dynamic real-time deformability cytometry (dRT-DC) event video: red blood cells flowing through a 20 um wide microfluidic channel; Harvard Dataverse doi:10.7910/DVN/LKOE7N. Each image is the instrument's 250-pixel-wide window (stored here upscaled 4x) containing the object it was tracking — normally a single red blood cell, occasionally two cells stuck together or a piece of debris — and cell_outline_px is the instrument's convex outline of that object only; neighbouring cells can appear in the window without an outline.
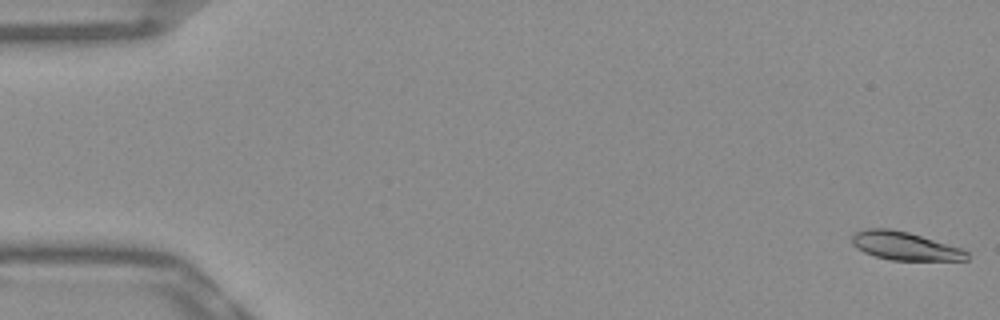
{"species": "Egyptian fruit bat (a non-hibernating species)", "species_latin": "Rousettus aegyptiacus", "temperature_condition": "warm", "stored_images_in_passage": 53, "camera_frame_rate_fps": 3000, "um_per_image_px": 0.085, "frame": {"image": 1, "passage_image": 1, "time_ms": 0.0, "image_size_px": [1000, 320], "cell_outline_px": [[968, 260], [888, 260], [864, 252], [856, 248], [852, 244], [852, 236], [856, 232], [868, 228], [888, 228], [908, 232], [960, 248], [968, 252]], "centroid_in_image_um": [76.88, 20.91], "position_along_channel_um": 8.1, "area_um2": 18.73}}
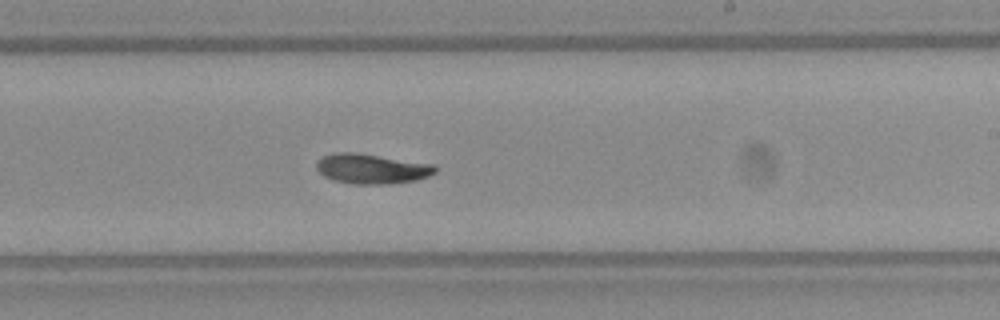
{"frame": {"image": 2, "passage_image": 32, "time_ms": 10.333, "image_size_px": [1000, 320], "cell_outline_px": [[436, 172], [428, 176], [416, 180], [388, 184], [352, 184], [332, 180], [324, 176], [316, 168], [316, 160], [320, 156], [332, 152], [356, 152], [436, 164]], "centroid_in_image_um": [31.56, 14.33], "position_along_channel_um": 257.4, "area_um2": 21.1}}
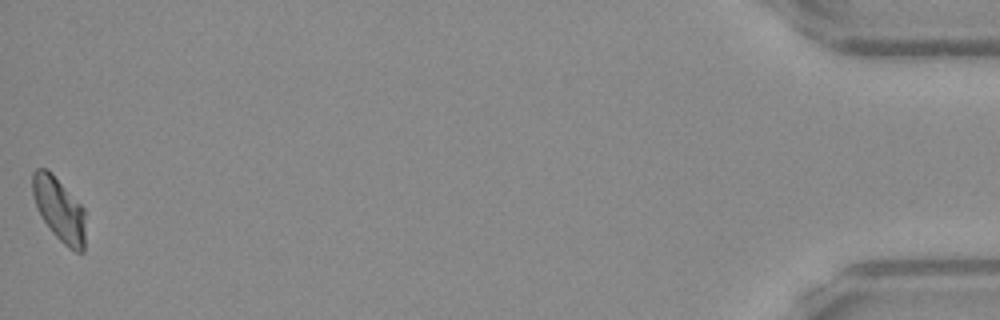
{"frame": {"image": 3, "passage_image": 53, "time_ms": 17.333, "image_size_px": [1000, 320], "cell_outline_px": [[84, 252], [76, 252], [68, 248], [52, 232], [36, 208], [32, 192], [32, 172], [36, 168], [48, 168], [52, 172], [84, 208]], "centroid_in_image_um": [5.01, 17.76], "position_along_channel_um": 430.2, "area_um2": 19.65}, "authors_computed_cell_mechanics": {"area_um2": 19.8254, "velocity_mm_per_s": 3.8414, "shape_relaxation_time_tau1_ms": 4.6419, "shape_relaxation_time_tau2_ms": 7.2669, "deformation_change_tau1": 0.1402, "deformation_change_tau2": 0.1073}}